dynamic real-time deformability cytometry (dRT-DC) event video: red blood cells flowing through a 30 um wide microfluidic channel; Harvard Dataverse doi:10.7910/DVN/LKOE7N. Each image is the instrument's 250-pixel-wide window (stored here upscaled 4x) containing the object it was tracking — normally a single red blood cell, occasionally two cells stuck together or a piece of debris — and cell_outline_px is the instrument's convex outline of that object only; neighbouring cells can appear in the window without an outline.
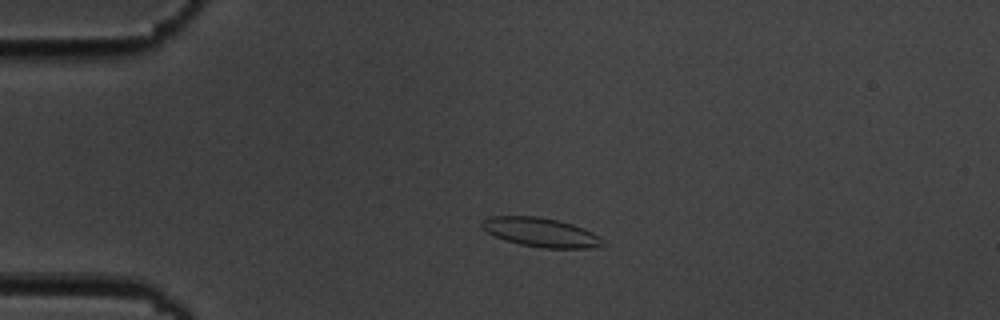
{"species": "common noctule bat (a hibernating species)", "species_latin": "Nyctalus noctula", "temperature_condition": "cold", "stored_images_in_passage": 5, "camera_frame_rate_fps": 3000, "um_per_image_px": 0.085, "animal": {"sex": "male", "body_mass_g": 19.5, "forearm_length_mm": 54.6}, "frame": {"image": 1, "passage_image": 3, "time_ms": 2.333, "image_size_px": [1000, 320], "cell_outline_px": [[604, 244], [592, 248], [540, 248], [520, 244], [504, 240], [488, 232], [480, 224], [488, 216], [536, 216], [556, 220], [572, 224], [584, 228], [600, 236]], "centroid_in_image_um": [45.97, 19.75], "position_along_channel_um": 39.0, "area_um2": 20.35}}